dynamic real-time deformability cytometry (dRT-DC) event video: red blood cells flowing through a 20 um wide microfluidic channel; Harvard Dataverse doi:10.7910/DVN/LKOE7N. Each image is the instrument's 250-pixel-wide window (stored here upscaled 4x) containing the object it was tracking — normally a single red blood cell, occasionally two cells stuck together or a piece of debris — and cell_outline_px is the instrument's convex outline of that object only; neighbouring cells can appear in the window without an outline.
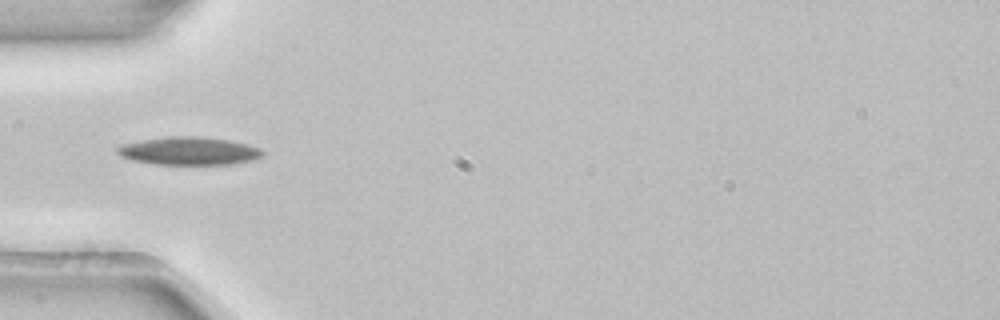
{"species": "common noctule bat (a hibernating species)", "species_latin": "Nyctalus noctula", "temperature_condition": "room temperature", "stored_images_in_passage": 2, "camera_frame_rate_fps": 3000, "um_per_image_px": 0.085, "animal": {"sex": "female", "body_mass_g": 22.7, "forearm_length_mm": 54.2}, "frame": {"image": 1, "passage_image": 2, "time_ms": 0.333, "image_size_px": [1000, 320], "cell_outline_px": [[264, 156], [252, 160], [228, 164], [156, 164], [132, 160], [120, 156], [116, 152], [116, 148], [120, 144], [144, 140], [172, 136], [200, 136], [228, 140], [248, 144], [260, 148], [264, 152]], "centroid_in_image_um": [16.06, 12.83], "position_along_channel_um": 68.9, "area_um2": 23.64}}